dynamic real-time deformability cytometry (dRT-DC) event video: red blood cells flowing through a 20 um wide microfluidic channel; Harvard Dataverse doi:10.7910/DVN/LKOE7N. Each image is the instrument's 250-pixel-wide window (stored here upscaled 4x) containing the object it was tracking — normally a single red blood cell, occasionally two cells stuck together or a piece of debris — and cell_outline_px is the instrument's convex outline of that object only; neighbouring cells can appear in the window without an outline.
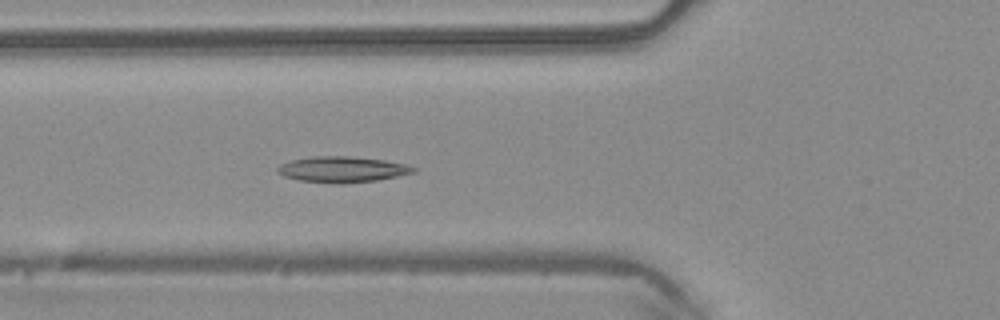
{"species": "common noctule bat (a hibernating species)", "species_latin": "Nyctalus noctula", "temperature_condition": "warm", "stored_images_in_passage": 49, "camera_frame_rate_fps": 3000, "um_per_image_px": 0.085, "animal": {"sex": "male", "body_mass_g": 20.4}, "frame": {"image": 1, "passage_image": 18, "time_ms": 5.667, "image_size_px": [1000, 320], "cell_outline_px": [[416, 172], [376, 180], [340, 184], [336, 184], [300, 180], [284, 176], [276, 172], [276, 168], [280, 164], [288, 160], [312, 156], [352, 156], [384, 160], [404, 164], [416, 168]], "centroid_in_image_um": [29.03, 14.39], "position_along_channel_um": 96.8, "area_um2": 20.52}}
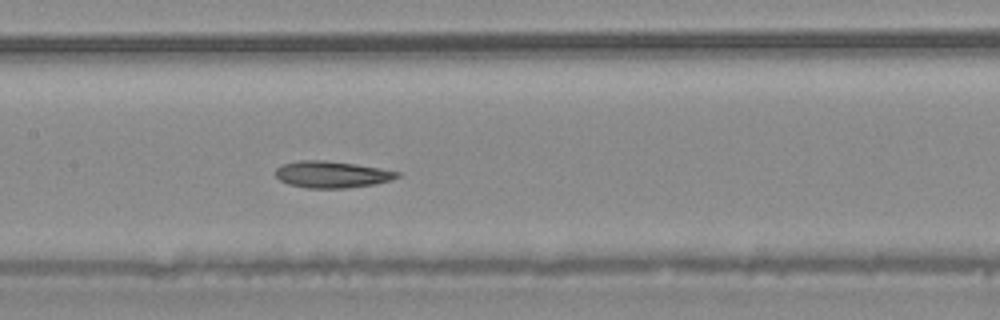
{"frame": {"image": 2, "passage_image": 24, "time_ms": 7.667, "image_size_px": [1000, 320], "cell_outline_px": [[400, 176], [388, 180], [372, 184], [348, 188], [308, 188], [288, 184], [280, 180], [276, 176], [276, 168], [280, 164], [300, 160], [324, 160], [356, 164], [380, 168], [400, 172]], "centroid_in_image_um": [28.16, 14.82], "position_along_channel_um": 179.2, "area_um2": 18.84}}
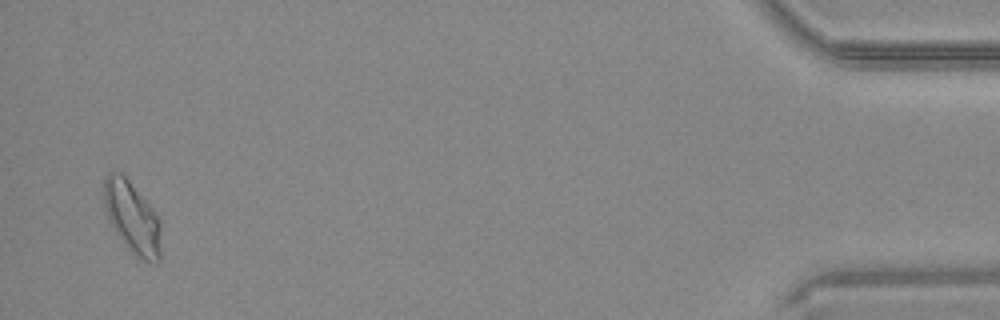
{"frame": {"image": 3, "passage_image": 48, "time_ms": 15.667, "image_size_px": [1000, 320], "cell_outline_px": [[160, 260], [156, 264], [144, 260], [136, 256], [124, 244], [108, 220], [104, 208], [104, 176], [108, 172], [120, 172], [128, 180], [152, 208], [160, 220]], "centroid_in_image_um": [11.22, 18.5], "position_along_channel_um": 424.0, "area_um2": 23.76}, "authors_computed_cell_mechanics": {"area_um2": 19.941, "velocity_mm_per_s": 4.1101, "shape_relaxation_time_tau1_ms": 7.7078, "shape_relaxation_time_tau2_ms": 3.2873, "deformation_change_tau1": 0.1722, "deformation_change_tau2": 0.0921}}